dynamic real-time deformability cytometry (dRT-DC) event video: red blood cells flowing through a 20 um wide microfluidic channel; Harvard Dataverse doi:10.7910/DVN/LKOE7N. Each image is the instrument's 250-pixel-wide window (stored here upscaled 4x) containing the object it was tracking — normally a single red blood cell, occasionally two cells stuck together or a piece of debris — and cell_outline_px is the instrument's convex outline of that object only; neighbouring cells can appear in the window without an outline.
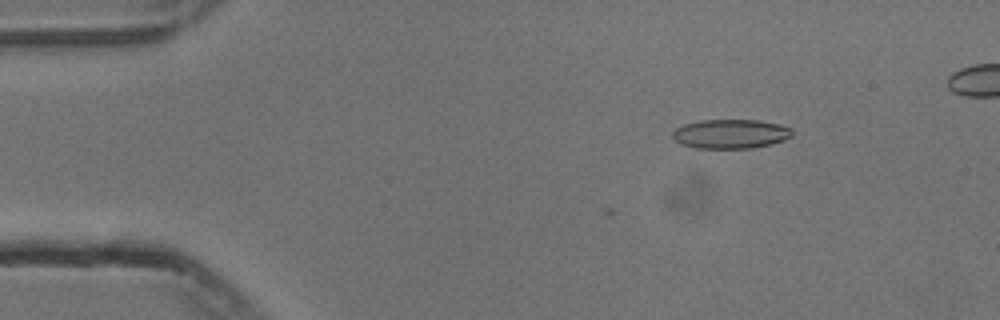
{"species": "common noctule bat (a hibernating species)", "species_latin": "Nyctalus noctula", "temperature_condition": "cold", "stored_images_in_passage": 2, "camera_frame_rate_fps": 3000, "um_per_image_px": 0.085, "animal": {"sex": "male", "body_mass_g": 13.3}, "frame": {"image": 1, "passage_image": 2, "time_ms": 0.333, "image_size_px": [1000, 320], "cell_outline_px": [[792, 136], [784, 140], [772, 144], [752, 148], [692, 148], [680, 144], [672, 136], [672, 132], [676, 128], [684, 124], [700, 120], [760, 120], [780, 124], [792, 128]], "centroid_in_image_um": [62.11, 11.38], "position_along_channel_um": 22.9, "area_um2": 20.58}}